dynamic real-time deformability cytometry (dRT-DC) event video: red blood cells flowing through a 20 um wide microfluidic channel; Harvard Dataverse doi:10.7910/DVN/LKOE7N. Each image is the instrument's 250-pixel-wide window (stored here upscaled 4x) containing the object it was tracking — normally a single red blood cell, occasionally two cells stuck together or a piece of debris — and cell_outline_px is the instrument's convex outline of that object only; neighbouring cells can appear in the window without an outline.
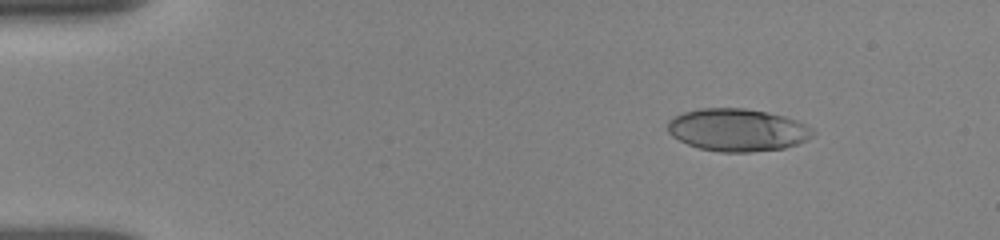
{"species": "human", "species_latin": "Homo sapiens", "temperature_condition": "room temperature", "stored_images_in_passage": 6, "camera_frame_rate_fps": 3000, "um_per_image_px": 0.085, "donor": {"sex": "female"}, "frame": {"image": 1, "passage_image": 3, "time_ms": 2.0, "image_size_px": [1000, 240], "cell_outline_px": [[816, 132], [812, 136], [796, 144], [784, 148], [748, 152], [720, 152], [700, 148], [688, 144], [672, 136], [668, 132], [668, 120], [684, 112], [700, 108], [744, 108], [768, 112], [784, 116], [796, 120], [812, 128]], "centroid_in_image_um": [62.68, 11.04], "position_along_channel_um": 22.3, "area_um2": 35.84}}
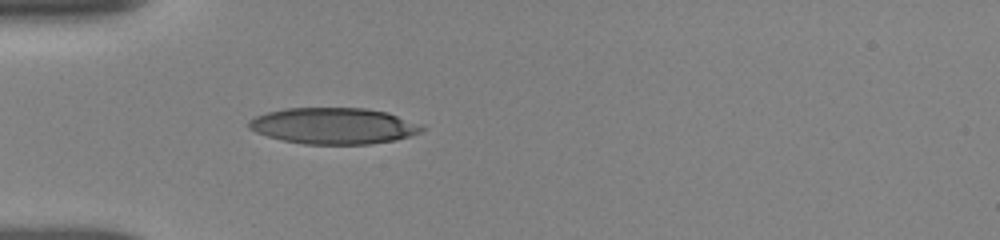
{"frame": {"image": 2, "passage_image": 6, "time_ms": 5.0, "image_size_px": [1000, 240], "cell_outline_px": [[424, 132], [396, 140], [372, 144], [304, 144], [284, 140], [268, 136], [256, 132], [248, 128], [248, 120], [256, 116], [268, 112], [284, 108], [364, 108], [388, 112], [424, 124]], "centroid_in_image_um": [28.43, 10.7], "position_along_channel_um": 56.6, "area_um2": 36.88}}